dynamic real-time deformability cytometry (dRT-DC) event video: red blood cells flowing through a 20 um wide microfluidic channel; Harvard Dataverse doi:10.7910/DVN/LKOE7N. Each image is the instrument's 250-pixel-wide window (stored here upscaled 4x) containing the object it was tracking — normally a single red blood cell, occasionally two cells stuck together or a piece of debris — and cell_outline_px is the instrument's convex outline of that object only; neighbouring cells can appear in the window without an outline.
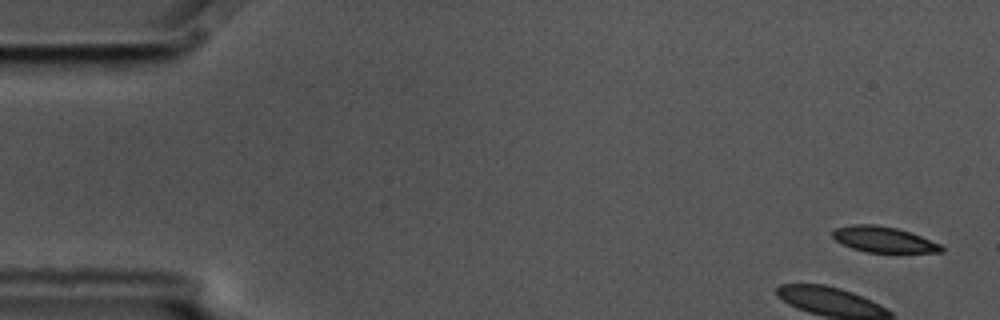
{"species": "common noctule bat (a hibernating species)", "species_latin": "Nyctalus noctula", "temperature_condition": "cold", "stored_images_in_passage": 2, "segment_of_instrument_passage": [2, 2], "camera_frame_rate_fps": 3000, "um_per_image_px": 0.085, "animal": {"sex": "male", "body_mass_g": 17.5, "forearm_length_mm": 52.3}, "frame": {"image": 1, "passage_image": 2, "time_ms": 0.333, "image_size_px": [1000, 320], "cell_outline_px": [[944, 252], [868, 252], [852, 248], [836, 240], [832, 236], [832, 228], [852, 224], [876, 224], [896, 228], [920, 236], [940, 244], [944, 248]], "centroid_in_image_um": [75.06, 20.34], "position_along_channel_um": 9.9, "area_um2": 16.18}}